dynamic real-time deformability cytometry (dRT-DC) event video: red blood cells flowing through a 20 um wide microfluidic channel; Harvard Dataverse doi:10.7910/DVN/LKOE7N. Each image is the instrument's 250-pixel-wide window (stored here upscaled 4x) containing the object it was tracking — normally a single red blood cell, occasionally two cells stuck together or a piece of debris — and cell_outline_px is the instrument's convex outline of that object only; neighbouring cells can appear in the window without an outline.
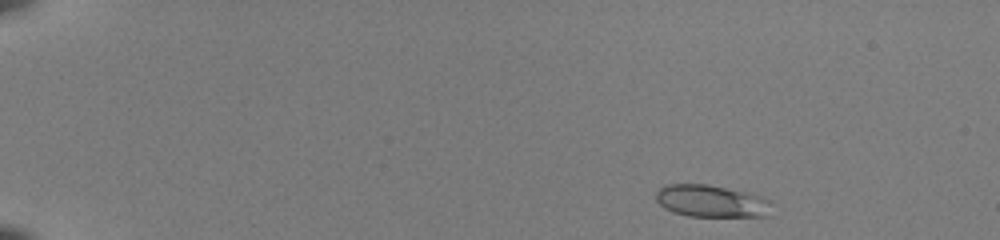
{"species": "common noctule bat (a hibernating species)", "species_latin": "Nyctalus noctula", "temperature_condition": "room temperature", "stored_images_in_passage": 19, "camera_frame_rate_fps": 3000, "um_per_image_px": 0.085, "animal": {"sex": "female", "body_mass_g": 22.0, "forearm_length_mm": 56.7}, "frame": {"image": 1, "passage_image": 2, "time_ms": 0.333, "image_size_px": [1000, 240], "cell_outline_px": [[768, 200], [764, 216], [688, 216], [664, 208], [656, 200], [656, 192], [664, 184], [708, 184], [744, 192]], "centroid_in_image_um": [60.31, 17.08], "position_along_channel_um": 24.7, "area_um2": 20.92}}
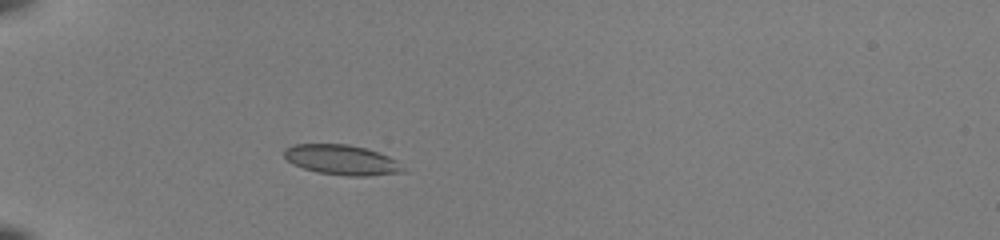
{"frame": {"image": 2, "passage_image": 12, "time_ms": 3.667, "image_size_px": [1000, 240], "cell_outline_px": [[404, 172], [368, 176], [348, 176], [320, 172], [304, 168], [292, 164], [284, 156], [284, 148], [292, 144], [348, 144], [364, 148], [388, 156], [396, 160]], "centroid_in_image_um": [29.0, 13.58], "position_along_channel_um": 56.0, "area_um2": 20.52}}
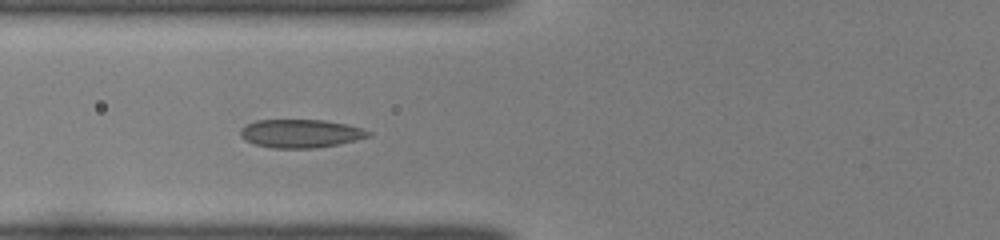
{"frame": {"image": 3, "passage_image": 17, "time_ms": 5.333, "image_size_px": [1000, 240], "cell_outline_px": [[372, 136], [356, 140], [316, 148], [272, 148], [256, 144], [244, 140], [240, 136], [240, 128], [256, 120], [324, 120], [348, 124], [372, 132]], "centroid_in_image_um": [25.56, 11.34], "position_along_channel_um": 100.2, "area_um2": 21.15}}